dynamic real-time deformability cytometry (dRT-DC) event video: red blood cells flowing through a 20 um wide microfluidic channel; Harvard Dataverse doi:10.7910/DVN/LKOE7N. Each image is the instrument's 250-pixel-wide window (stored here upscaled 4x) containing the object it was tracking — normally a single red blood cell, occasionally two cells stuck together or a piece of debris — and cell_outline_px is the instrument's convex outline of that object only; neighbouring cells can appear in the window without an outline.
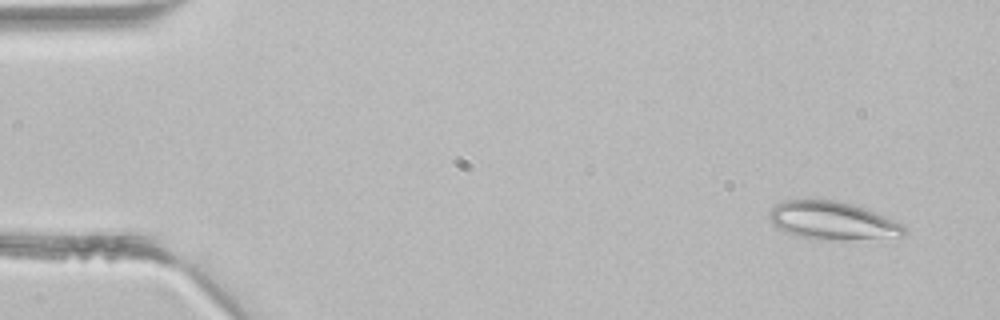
{"species": "common noctule bat (a hibernating species)", "species_latin": "Nyctalus noctula", "temperature_condition": "room temperature", "stored_images_in_passage": 4, "camera_frame_rate_fps": 3000, "um_per_image_px": 0.085, "animal": {"sex": "male", "body_mass_g": 21.5, "forearm_length_mm": 52.0}, "frame": {"image": 1, "passage_image": 1, "time_ms": 0.0, "image_size_px": [1000, 320], "cell_outline_px": [[908, 232], [904, 236], [844, 240], [820, 240], [800, 236], [784, 232], [776, 228], [768, 220], [768, 212], [776, 204], [784, 200], [836, 200], [864, 208], [900, 224]], "centroid_in_image_um": [70.68, 18.77], "position_along_channel_um": 14.3, "area_um2": 29.77}}